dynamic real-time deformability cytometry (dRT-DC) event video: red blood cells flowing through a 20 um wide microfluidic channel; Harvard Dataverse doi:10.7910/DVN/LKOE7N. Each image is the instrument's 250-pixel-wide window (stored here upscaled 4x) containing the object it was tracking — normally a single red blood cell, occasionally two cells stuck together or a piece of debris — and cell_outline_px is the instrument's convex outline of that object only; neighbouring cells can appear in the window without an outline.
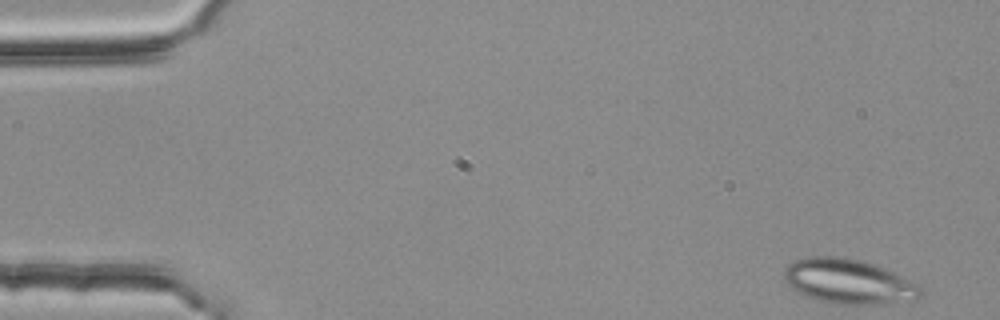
{"species": "common noctule bat (a hibernating species)", "species_latin": "Nyctalus noctula", "temperature_condition": "room temperature", "stored_images_in_passage": 14, "camera_frame_rate_fps": 3000, "um_per_image_px": 0.085, "animal": {"sex": "female", "body_mass_g": 25.1}, "frame": {"image": 1, "passage_image": 1, "time_ms": 0.0, "image_size_px": [1000, 320], "cell_outline_px": [[924, 296], [916, 300], [876, 304], [844, 304], [820, 300], [808, 296], [792, 288], [784, 280], [784, 268], [788, 264], [796, 260], [808, 256], [836, 256], [860, 260], [884, 268], [920, 284], [924, 292]], "centroid_in_image_um": [72.18, 23.92], "position_along_channel_um": 12.8, "area_um2": 35.55}}